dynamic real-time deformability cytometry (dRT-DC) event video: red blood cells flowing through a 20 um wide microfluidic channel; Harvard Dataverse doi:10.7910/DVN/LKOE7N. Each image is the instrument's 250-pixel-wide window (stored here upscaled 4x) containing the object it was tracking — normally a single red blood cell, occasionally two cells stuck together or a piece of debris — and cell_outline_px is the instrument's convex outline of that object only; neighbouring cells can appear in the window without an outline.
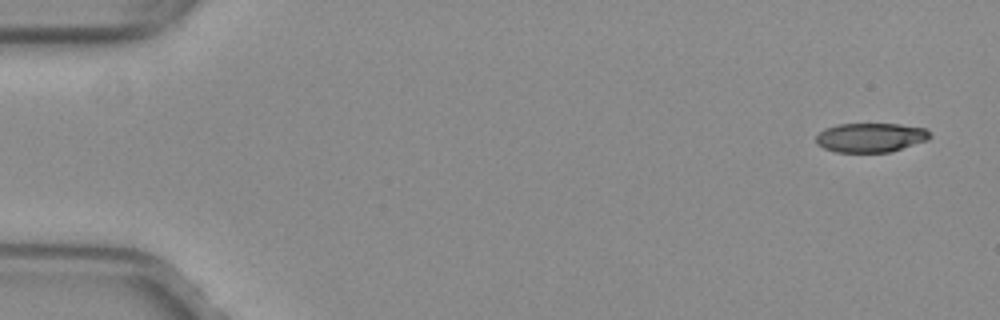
{"species": "common noctule bat (a hibernating species)", "species_latin": "Nyctalus noctula", "temperature_condition": "warm", "stored_images_in_passage": 51, "segment_of_instrument_passage": [1, 2], "camera_frame_rate_fps": 3000, "um_per_image_px": 0.085, "animal": {"sex": "female", "body_mass_g": 29.2, "forearm_length_mm": 56.3}, "frame": {"image": 1, "passage_image": 1, "time_ms": 0.0, "image_size_px": [1000, 320], "cell_outline_px": [[932, 136], [928, 140], [892, 152], [836, 152], [824, 148], [816, 144], [816, 136], [824, 128], [836, 124], [900, 124], [924, 128]], "centroid_in_image_um": [73.99, 11.69], "position_along_channel_um": 11.0, "area_um2": 19.54}}
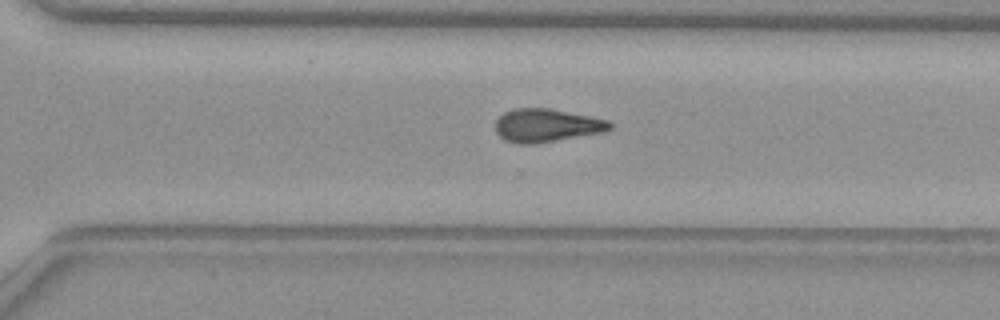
{"frame": {"image": 2, "passage_image": 35, "time_ms": 11.333, "image_size_px": [1000, 320], "cell_outline_px": [[612, 128], [604, 132], [536, 144], [516, 144], [504, 140], [496, 132], [496, 120], [504, 112], [512, 108], [548, 108], [608, 120], [612, 124]], "centroid_in_image_um": [46.43, 10.67], "position_along_channel_um": 324.2, "area_um2": 22.2}}
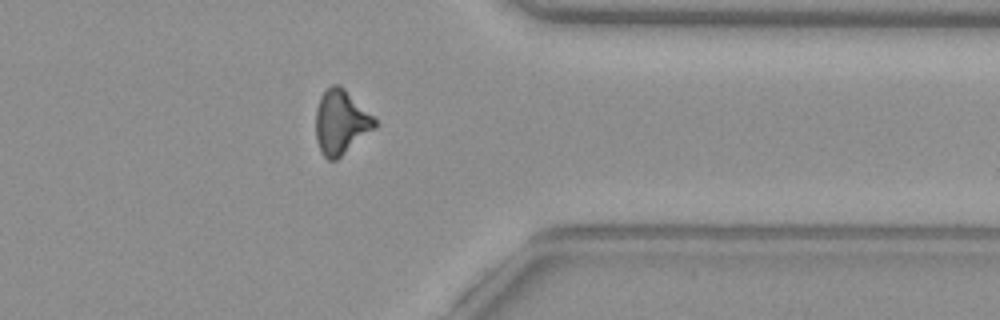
{"frame": {"image": 3, "passage_image": 40, "time_ms": 13.0, "image_size_px": [1000, 320], "cell_outline_px": [[376, 128], [336, 160], [328, 160], [320, 152], [316, 140], [316, 108], [320, 96], [332, 84], [340, 84], [376, 120]], "centroid_in_image_um": [28.95, 10.4], "position_along_channel_um": 382.4, "area_um2": 21.96}}